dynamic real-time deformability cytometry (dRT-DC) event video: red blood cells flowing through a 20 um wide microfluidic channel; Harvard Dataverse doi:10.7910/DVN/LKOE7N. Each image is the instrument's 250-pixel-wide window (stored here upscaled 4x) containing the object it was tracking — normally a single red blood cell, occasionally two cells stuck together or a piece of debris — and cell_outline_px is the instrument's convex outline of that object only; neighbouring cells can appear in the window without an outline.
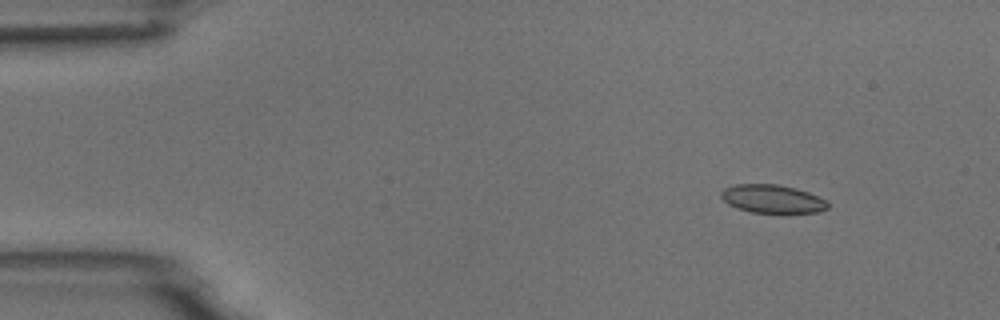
{"species": "common noctule bat (a hibernating species)", "species_latin": "Nyctalus noctula", "temperature_condition": "room temperature", "stored_images_in_passage": 4, "camera_frame_rate_fps": 3000, "um_per_image_px": 0.085, "animal": {"sex": "male", "body_mass_g": 18.8}, "frame": {"image": 1, "passage_image": 2, "time_ms": 1.0, "image_size_px": [1000, 320], "cell_outline_px": [[828, 208], [820, 212], [752, 212], [736, 208], [728, 204], [720, 196], [720, 192], [724, 188], [736, 184], [776, 184], [796, 188], [808, 192], [824, 200], [828, 204]], "centroid_in_image_um": [65.61, 16.89], "position_along_channel_um": 19.4, "area_um2": 17.4}}